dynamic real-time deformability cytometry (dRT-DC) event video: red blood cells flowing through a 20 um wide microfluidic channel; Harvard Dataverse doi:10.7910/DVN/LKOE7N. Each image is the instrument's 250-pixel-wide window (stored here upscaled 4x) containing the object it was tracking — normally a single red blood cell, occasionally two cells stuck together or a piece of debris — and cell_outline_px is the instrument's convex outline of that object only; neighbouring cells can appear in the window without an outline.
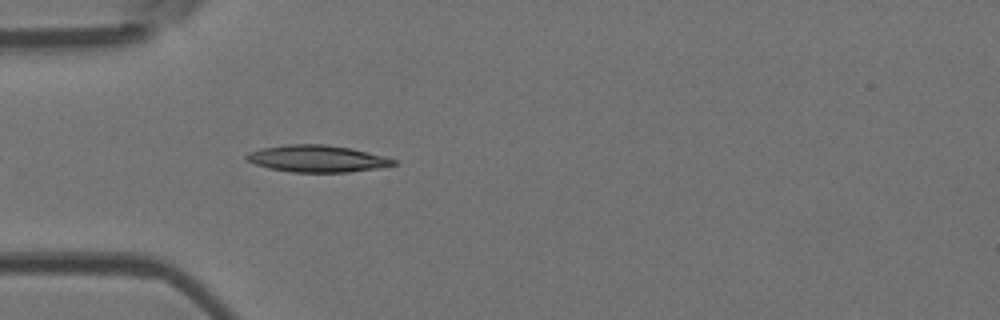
{"species": "Egyptian fruit bat (a non-hibernating species)", "species_latin": "Rousettus aegyptiacus", "temperature_condition": "room temperature", "stored_images_in_passage": 41, "camera_frame_rate_fps": 3000, "um_per_image_px": 0.085, "animal": {"sex": "female"}, "frame": {"image": 1, "passage_image": 4, "time_ms": 1.0, "image_size_px": [1000, 320], "cell_outline_px": [[396, 164], [376, 168], [348, 172], [292, 172], [268, 168], [256, 164], [248, 160], [244, 156], [248, 152], [264, 148], [288, 144], [324, 144], [352, 148], [384, 156], [396, 160]], "centroid_in_image_um": [26.95, 13.48], "position_along_channel_um": 58.0, "area_um2": 22.83}}
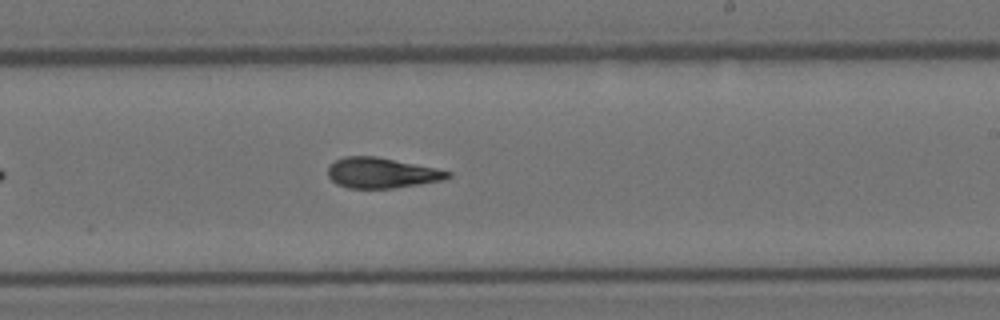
{"frame": {"image": 2, "passage_image": 20, "time_ms": 6.333, "image_size_px": [1000, 320], "cell_outline_px": [[452, 176], [444, 180], [420, 184], [392, 188], [348, 188], [336, 184], [328, 176], [328, 168], [336, 160], [344, 156], [376, 156], [436, 168], [452, 172]], "centroid_in_image_um": [32.45, 14.7], "position_along_channel_um": 256.5, "area_um2": 21.21}}
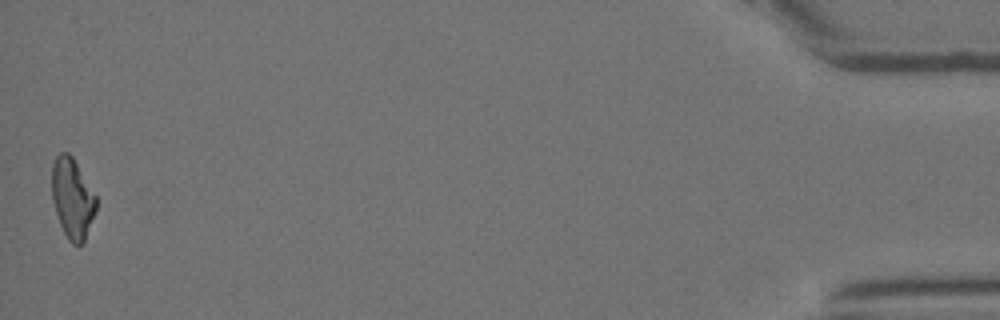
{"frame": {"image": 3, "passage_image": 41, "time_ms": 13.333, "image_size_px": [1000, 320], "cell_outline_px": [[96, 208], [84, 244], [72, 244], [68, 240], [60, 224], [52, 200], [52, 164], [56, 156], [60, 152], [68, 152], [72, 156], [96, 196]], "centroid_in_image_um": [6.14, 16.86], "position_along_channel_um": 429.1, "area_um2": 20.58}, "authors_computed_cell_mechanics": {"area_um2": 21.2704, "velocity_mm_per_s": 3.7964, "shape_relaxation_time_tau1_ms": null, "shape_relaxation_time_tau2_ms": 2.4193, "deformation_change_tau1": null, "deformation_change_tau2": 0.1016}}